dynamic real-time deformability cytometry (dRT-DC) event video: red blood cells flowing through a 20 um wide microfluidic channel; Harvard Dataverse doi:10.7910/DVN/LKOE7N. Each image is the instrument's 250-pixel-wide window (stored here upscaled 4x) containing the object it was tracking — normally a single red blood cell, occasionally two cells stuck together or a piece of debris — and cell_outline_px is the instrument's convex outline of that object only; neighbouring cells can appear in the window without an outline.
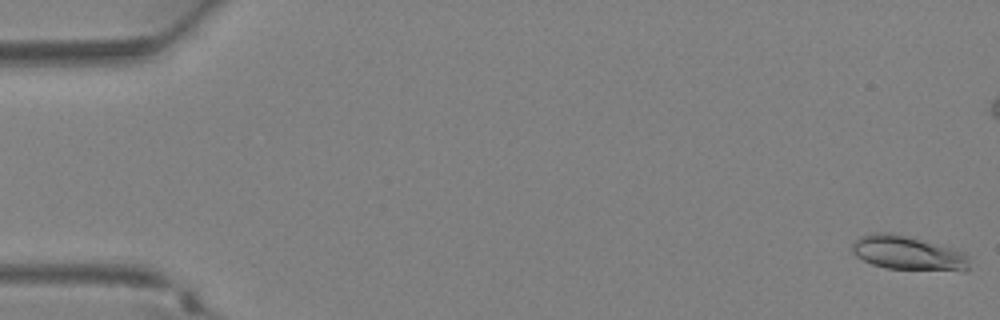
{"species": "Egyptian fruit bat (a non-hibernating species)", "species_latin": "Rousettus aegyptiacus", "temperature_condition": "warm", "stored_images_in_passage": 38, "camera_frame_rate_fps": 3000, "um_per_image_px": 0.085, "animal": {"sex": "female"}, "frame": {"image": 1, "passage_image": 1, "time_ms": 0.0, "image_size_px": [1000, 320], "cell_outline_px": [[968, 268], [964, 272], [888, 268], [872, 264], [856, 256], [852, 252], [852, 244], [860, 236], [872, 232], [888, 232], [952, 248], [964, 252], [968, 256]], "centroid_in_image_um": [77.18, 21.53], "position_along_channel_um": 7.8, "area_um2": 23.24}}
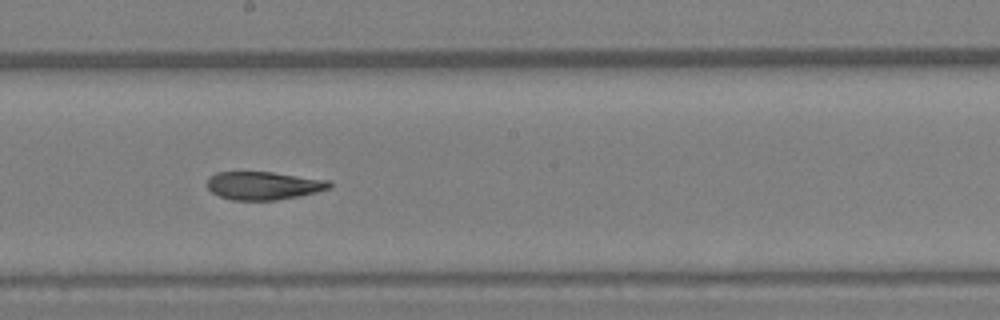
{"frame": {"image": 2, "passage_image": 21, "time_ms": 6.667, "image_size_px": [1000, 320], "cell_outline_px": [[332, 188], [316, 192], [276, 200], [232, 200], [220, 196], [212, 192], [208, 188], [208, 176], [216, 172], [272, 172], [328, 180], [332, 184]], "centroid_in_image_um": [22.39, 15.77], "position_along_channel_um": 225.8, "area_um2": 19.94}}
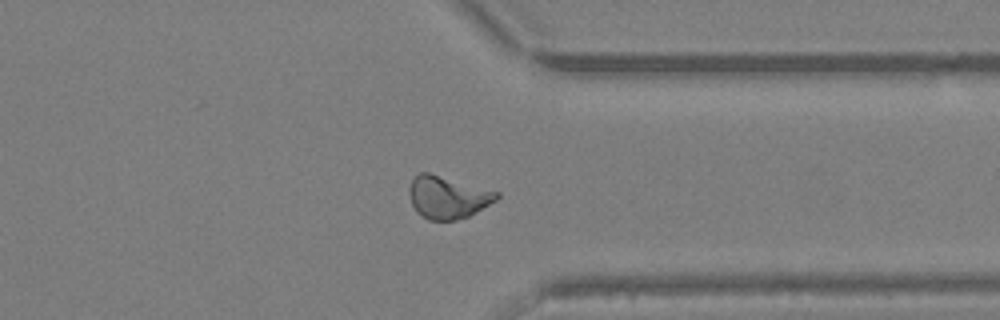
{"frame": {"image": 3, "passage_image": 29, "time_ms": 9.333, "image_size_px": [1000, 320], "cell_outline_px": [[500, 196], [496, 200], [468, 216], [456, 220], [428, 220], [412, 204], [408, 192], [408, 188], [412, 180], [420, 172], [428, 172], [500, 192]], "centroid_in_image_um": [38.06, 16.75], "position_along_channel_um": 373.3, "area_um2": 21.33}}